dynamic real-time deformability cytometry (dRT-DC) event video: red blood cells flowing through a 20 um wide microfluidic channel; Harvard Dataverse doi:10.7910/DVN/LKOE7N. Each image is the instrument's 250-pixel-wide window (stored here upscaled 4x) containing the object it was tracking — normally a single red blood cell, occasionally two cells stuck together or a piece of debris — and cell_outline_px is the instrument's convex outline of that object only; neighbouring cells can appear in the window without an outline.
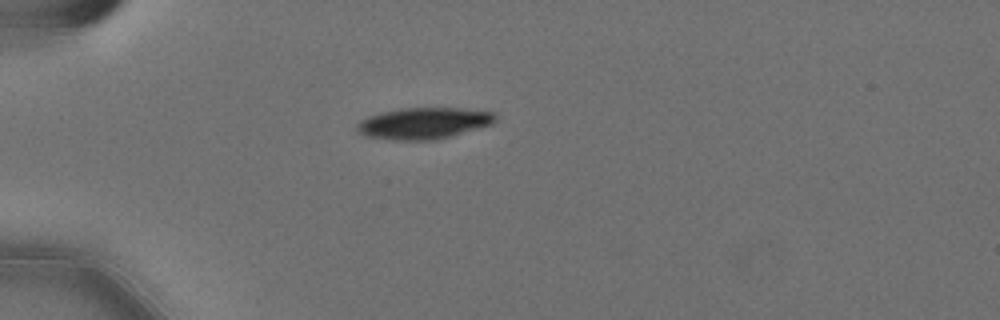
{"species": "Egyptian fruit bat (a non-hibernating species)", "species_latin": "Rousettus aegyptiacus", "temperature_condition": "cold", "stored_images_in_passage": 42, "camera_frame_rate_fps": 3000, "um_per_image_px": 0.085, "animal": {"sex": "female"}, "frame": {"image": 1, "passage_image": 1, "time_ms": 0.0, "image_size_px": [1000, 320], "cell_outline_px": [[496, 120], [492, 124], [436, 140], [392, 140], [364, 136], [356, 132], [356, 124], [360, 120], [368, 116], [384, 112], [404, 108], [460, 108], [496, 112]], "centroid_in_image_um": [35.99, 10.48], "position_along_channel_um": 49.0, "area_um2": 25.37}}
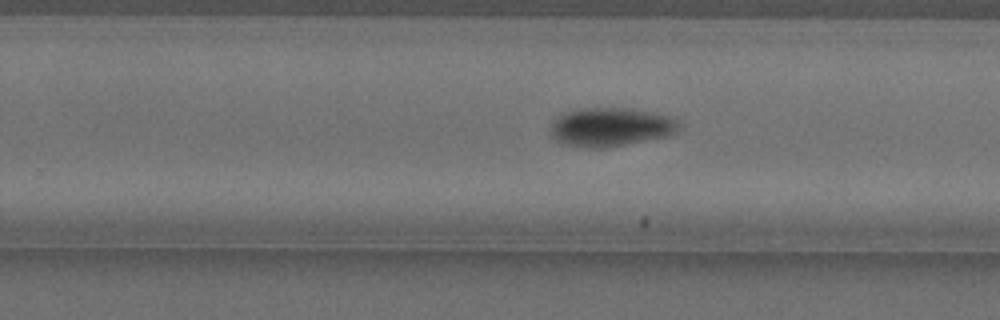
{"frame": {"image": 2, "passage_image": 22, "time_ms": 7.0, "image_size_px": [1000, 320], "cell_outline_px": [[680, 124], [676, 132], [664, 136], [608, 148], [588, 148], [564, 144], [556, 140], [548, 132], [556, 116], [564, 112], [580, 108], [632, 108], [652, 112], [668, 116], [676, 120]], "centroid_in_image_um": [51.84, 10.79], "position_along_channel_um": 278.0, "area_um2": 29.07}}
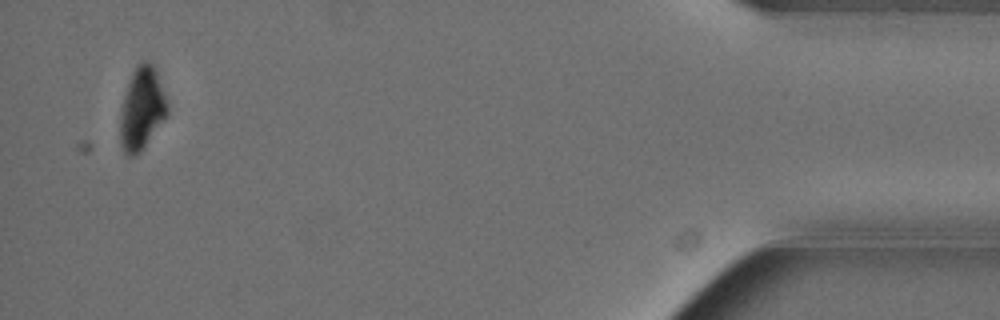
{"frame": {"image": 3, "passage_image": 40, "time_ms": 13.0, "image_size_px": [1000, 320], "cell_outline_px": [[168, 112], [140, 152], [136, 156], [128, 156], [124, 152], [120, 144], [120, 108], [132, 72], [136, 64], [140, 60], [148, 60], [156, 68], [168, 104]], "centroid_in_image_um": [12.04, 9.19], "position_along_channel_um": 423.2, "area_um2": 22.72}, "authors_computed_cell_mechanics": {"area_um2": 27.7729, "velocity_mm_per_s": 3.5825, "shape_relaxation_time_tau1_ms": 3.038, "shape_relaxation_time_tau2_ms": null, "deformation_change_tau1": 0.122, "deformation_change_tau2": null}}